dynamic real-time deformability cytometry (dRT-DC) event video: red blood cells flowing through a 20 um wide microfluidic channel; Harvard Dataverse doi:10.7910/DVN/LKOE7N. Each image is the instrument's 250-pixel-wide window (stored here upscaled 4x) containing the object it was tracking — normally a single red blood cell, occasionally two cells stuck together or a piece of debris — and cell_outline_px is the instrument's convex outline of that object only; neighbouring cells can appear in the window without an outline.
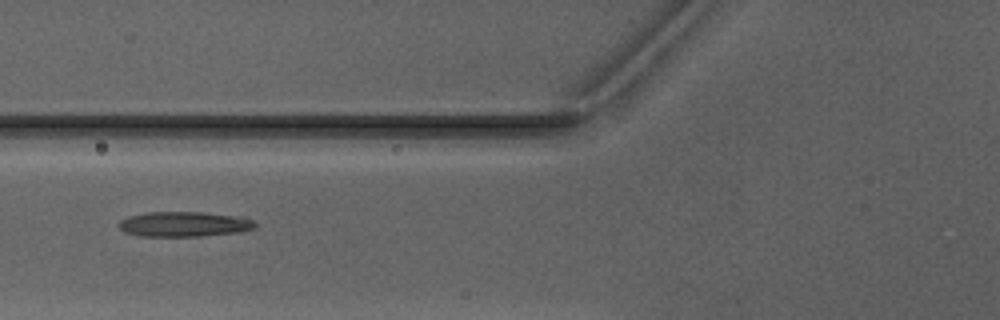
{"species": "Egyptian fruit bat (a non-hibernating species)", "species_latin": "Rousettus aegyptiacus", "temperature_condition": "warm", "stored_images_in_passage": 3, "camera_frame_rate_fps": 3000, "um_per_image_px": 0.085, "animal": {"sex": "male"}, "frame": {"image": 1, "passage_image": 2, "time_ms": 1.333, "image_size_px": [1000, 320], "cell_outline_px": [[256, 228], [240, 232], [200, 236], [140, 236], [124, 232], [116, 224], [120, 220], [128, 216], [148, 212], [204, 212], [244, 216], [252, 220], [256, 224]], "centroid_in_image_um": [15.67, 19.04], "position_along_channel_um": 110.1, "area_um2": 20.17}}
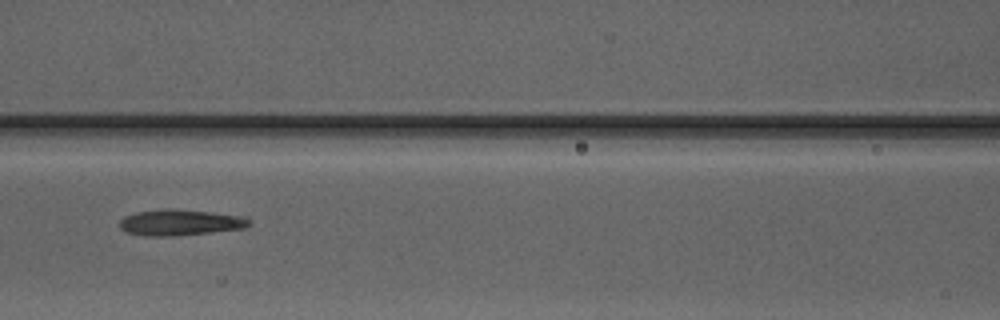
{"frame": {"image": 2, "passage_image": 3, "time_ms": 2.333, "image_size_px": [1000, 320], "cell_outline_px": [[252, 224], [244, 228], [176, 236], [144, 236], [128, 232], [120, 228], [120, 220], [124, 216], [136, 212], [160, 208], [176, 208], [248, 216], [252, 220]], "centroid_in_image_um": [15.36, 18.89], "position_along_channel_um": 151.2, "area_um2": 20.06}}